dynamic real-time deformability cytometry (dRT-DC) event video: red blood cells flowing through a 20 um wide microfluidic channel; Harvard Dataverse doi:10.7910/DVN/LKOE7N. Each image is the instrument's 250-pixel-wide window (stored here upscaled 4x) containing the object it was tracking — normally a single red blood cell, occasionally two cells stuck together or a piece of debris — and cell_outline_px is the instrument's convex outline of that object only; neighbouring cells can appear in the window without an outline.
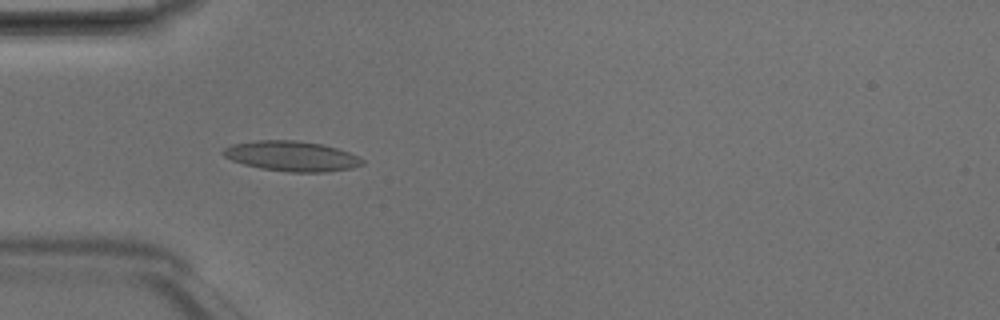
{"species": "Egyptian fruit bat (a non-hibernating species)", "species_latin": "Rousettus aegyptiacus", "temperature_condition": "room temperature", "stored_images_in_passage": 6, "camera_frame_rate_fps": 3000, "um_per_image_px": 0.085, "animal": {"sex": "male"}, "frame": {"image": 1, "passage_image": 5, "time_ms": 1.333, "image_size_px": [1000, 320], "cell_outline_px": [[364, 164], [352, 168], [324, 172], [288, 172], [260, 168], [244, 164], [232, 160], [224, 156], [220, 152], [224, 148], [232, 144], [256, 140], [296, 140], [320, 144], [336, 148], [348, 152], [364, 160]], "centroid_in_image_um": [24.76, 13.27], "position_along_channel_um": 60.2, "area_um2": 24.33}}